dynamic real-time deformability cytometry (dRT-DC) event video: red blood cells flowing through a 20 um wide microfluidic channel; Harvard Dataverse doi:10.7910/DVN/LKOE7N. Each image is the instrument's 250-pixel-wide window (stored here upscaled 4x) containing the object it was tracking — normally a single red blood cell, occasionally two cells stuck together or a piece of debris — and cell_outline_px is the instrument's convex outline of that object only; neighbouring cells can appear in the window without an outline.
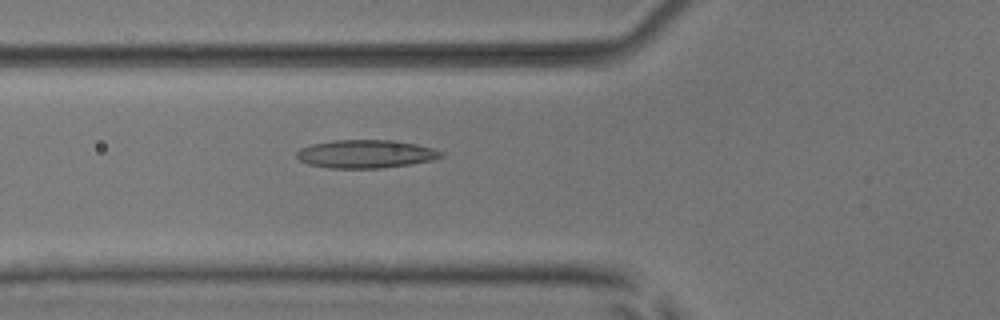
{"species": "common noctule bat (a hibernating species)", "species_latin": "Nyctalus noctula", "temperature_condition": "room temperature", "stored_images_in_passage": 5, "camera_frame_rate_fps": 3000, "um_per_image_px": 0.085, "animal": {"sex": "male", "body_mass_g": 17.9, "forearm_length_mm": 54.2}, "frame": {"image": 1, "passage_image": 5, "time_ms": 1.333, "image_size_px": [1000, 320], "cell_outline_px": [[444, 156], [432, 160], [412, 164], [380, 168], [328, 168], [308, 164], [300, 160], [296, 156], [296, 152], [300, 148], [312, 144], [332, 140], [392, 140], [416, 144], [436, 148], [444, 152]], "centroid_in_image_um": [31.12, 13.08], "position_along_channel_um": 94.7, "area_um2": 23.93}}